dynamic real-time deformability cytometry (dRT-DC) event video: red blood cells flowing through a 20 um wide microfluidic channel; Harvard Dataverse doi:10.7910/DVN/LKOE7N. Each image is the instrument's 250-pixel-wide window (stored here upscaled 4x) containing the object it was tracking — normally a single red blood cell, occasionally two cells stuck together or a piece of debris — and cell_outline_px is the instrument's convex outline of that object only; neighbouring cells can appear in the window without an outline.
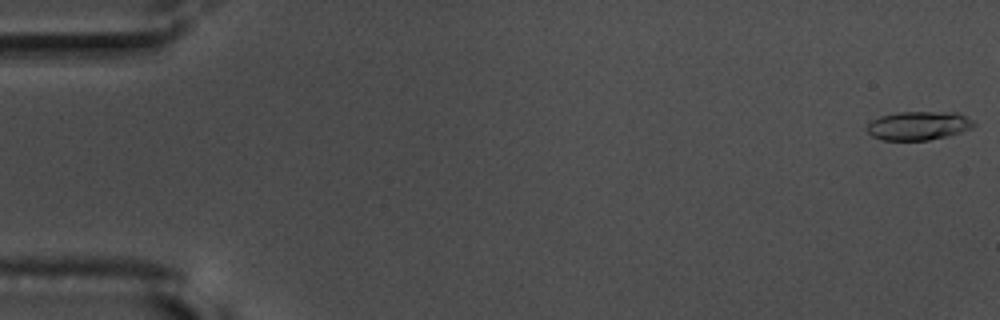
{"species": "common noctule bat (a hibernating species)", "species_latin": "Nyctalus noctula", "temperature_condition": "warm", "stored_images_in_passage": 56, "camera_frame_rate_fps": 3000, "um_per_image_px": 0.085, "animal": {"sex": "male", "body_mass_g": 17.5, "forearm_length_mm": 52.3}, "frame": {"image": 1, "passage_image": 1, "time_ms": 0.0, "image_size_px": [1000, 320], "cell_outline_px": [[976, 124], [972, 128], [948, 136], [928, 140], [880, 140], [872, 136], [868, 132], [868, 124], [872, 120], [880, 116], [896, 112], [956, 112], [972, 120]], "centroid_in_image_um": [78.07, 10.68], "position_along_channel_um": 6.9, "area_um2": 17.86}}
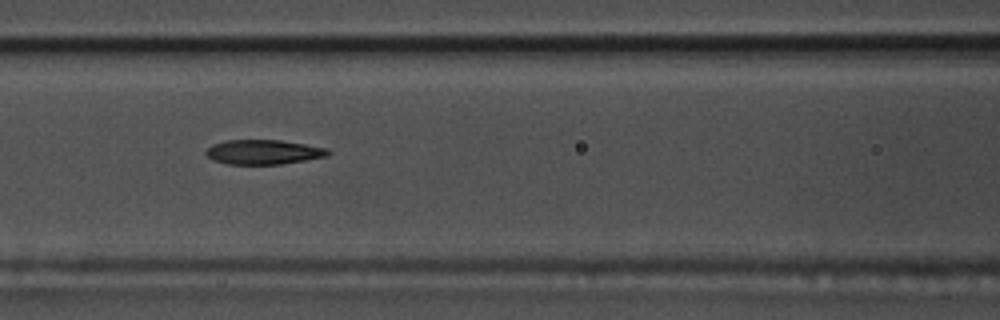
{"frame": {"image": 2, "passage_image": 25, "time_ms": 8.0, "image_size_px": [1000, 320], "cell_outline_px": [[332, 152], [328, 156], [280, 164], [228, 164], [212, 160], [204, 152], [212, 144], [224, 140], [280, 140], [328, 148]], "centroid_in_image_um": [22.39, 12.92], "position_along_channel_um": 144.2, "area_um2": 17.51}}
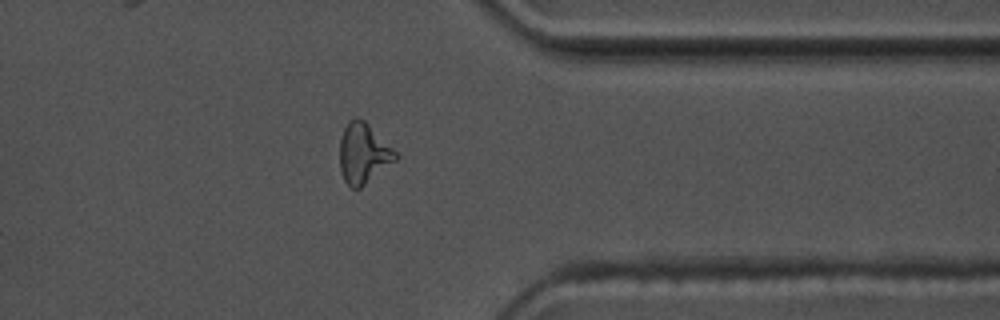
{"frame": {"image": 3, "passage_image": 45, "time_ms": 14.667, "image_size_px": [1000, 320], "cell_outline_px": [[400, 156], [396, 160], [360, 188], [352, 188], [344, 180], [340, 168], [340, 140], [344, 128], [348, 120], [356, 116], [360, 116]], "centroid_in_image_um": [30.87, 13.01], "position_along_channel_um": 380.5, "area_um2": 19.42}, "authors_computed_cell_mechanics": {"area_um2": 18.0625, "velocity_mm_per_s": 3.6607, "shape_relaxation_time_tau1_ms": 5.6303, "shape_relaxation_time_tau2_ms": 2.6555, "deformation_change_tau1": 0.1867, "deformation_change_tau2": 0.1046}}